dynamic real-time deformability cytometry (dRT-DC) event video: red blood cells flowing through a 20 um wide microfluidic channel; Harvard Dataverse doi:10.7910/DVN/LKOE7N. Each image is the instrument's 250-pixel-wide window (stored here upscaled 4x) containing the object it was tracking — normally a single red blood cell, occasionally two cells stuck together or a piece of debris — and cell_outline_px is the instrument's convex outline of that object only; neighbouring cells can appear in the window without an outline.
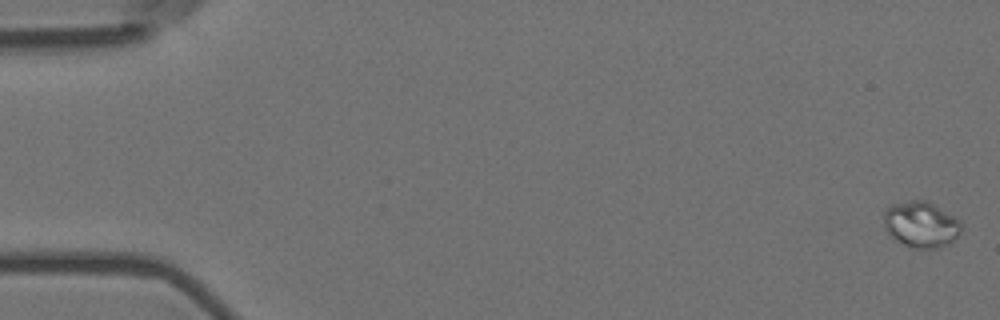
{"species": "Egyptian fruit bat (a non-hibernating species)", "species_latin": "Rousettus aegyptiacus", "temperature_condition": "room temperature", "stored_images_in_passage": 6, "camera_frame_rate_fps": 3000, "um_per_image_px": 0.085, "animal": {"sex": "female"}, "frame": {"image": 1, "passage_image": 1, "time_ms": 0.0, "image_size_px": [1000, 320], "cell_outline_px": [[960, 232], [948, 244], [936, 248], [912, 248], [896, 240], [884, 228], [884, 212], [892, 204], [912, 200], [928, 200], [956, 216], [960, 220]], "centroid_in_image_um": [78.29, 19.06], "position_along_channel_um": 6.7, "area_um2": 20.75}}
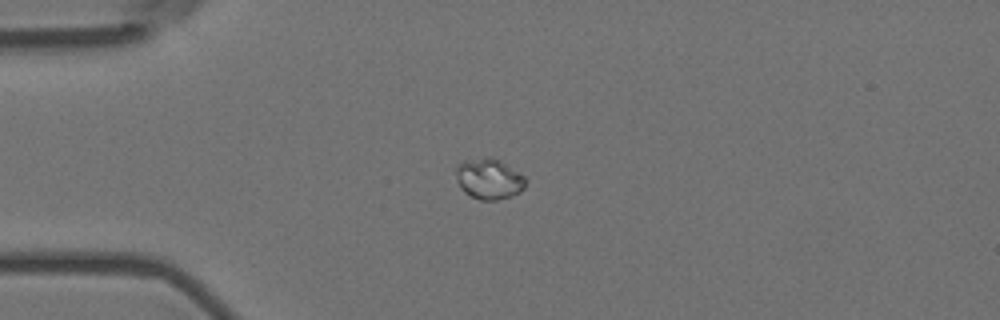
{"frame": {"image": 2, "passage_image": 5, "time_ms": 1.333, "image_size_px": [1000, 320], "cell_outline_px": [[524, 188], [520, 192], [512, 196], [496, 200], [480, 200], [464, 192], [460, 188], [456, 180], [456, 164], [464, 160], [488, 156], [500, 160], [524, 176]], "centroid_in_image_um": [41.52, 15.19], "position_along_channel_um": 43.5, "area_um2": 16.59}}